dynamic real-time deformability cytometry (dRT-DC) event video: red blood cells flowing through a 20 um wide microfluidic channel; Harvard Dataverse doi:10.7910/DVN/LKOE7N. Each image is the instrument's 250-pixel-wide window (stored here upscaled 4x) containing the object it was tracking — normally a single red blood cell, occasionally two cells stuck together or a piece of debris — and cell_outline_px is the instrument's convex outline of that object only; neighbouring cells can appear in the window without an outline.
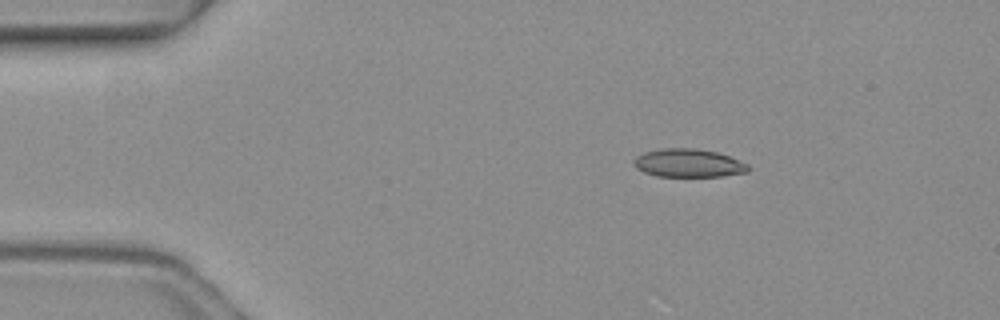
{"species": "common noctule bat (a hibernating species)", "species_latin": "Nyctalus noctula", "temperature_condition": "warm", "stored_images_in_passage": 3, "camera_frame_rate_fps": 3000, "um_per_image_px": 0.085, "animal": {"sex": "female", "body_mass_g": 19.3, "forearm_length_mm": 54.1}, "frame": {"image": 1, "passage_image": 1, "time_ms": 0.0, "image_size_px": [1000, 320], "cell_outline_px": [[748, 172], [724, 176], [656, 176], [644, 172], [636, 168], [632, 164], [632, 160], [636, 156], [644, 152], [660, 148], [696, 148], [716, 152], [728, 156], [748, 164]], "centroid_in_image_um": [58.47, 13.86], "position_along_channel_um": 26.5, "area_um2": 18.9}}
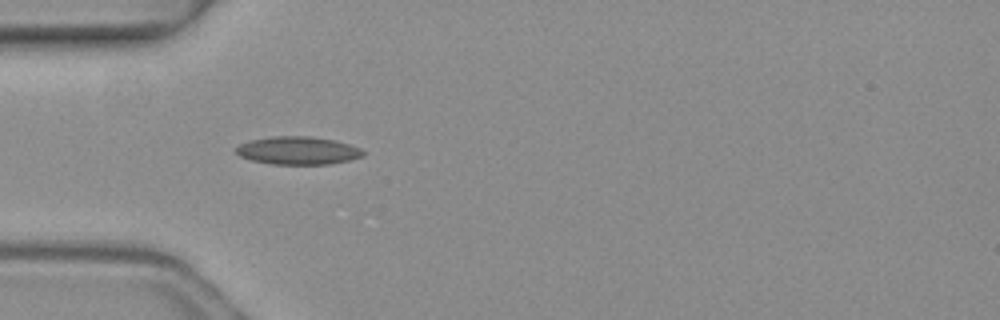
{"frame": {"image": 2, "passage_image": 3, "time_ms": 0.667, "image_size_px": [1000, 320], "cell_outline_px": [[364, 156], [348, 160], [328, 164], [272, 164], [252, 160], [240, 156], [236, 152], [236, 148], [240, 144], [252, 140], [272, 136], [312, 136], [336, 140], [360, 148], [364, 152]], "centroid_in_image_um": [25.34, 12.79], "position_along_channel_um": 59.7, "area_um2": 20.58}}